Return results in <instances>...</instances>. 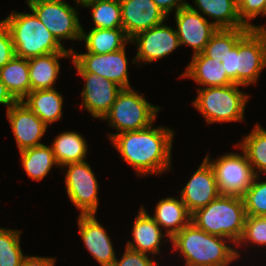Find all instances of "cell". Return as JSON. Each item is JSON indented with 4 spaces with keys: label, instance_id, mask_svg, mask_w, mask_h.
Here are the masks:
<instances>
[{
    "label": "cell",
    "instance_id": "cell-11",
    "mask_svg": "<svg viewBox=\"0 0 266 266\" xmlns=\"http://www.w3.org/2000/svg\"><path fill=\"white\" fill-rule=\"evenodd\" d=\"M126 46L107 54L75 53L72 49V60L87 73H95L111 80L122 88H131L128 76V59Z\"/></svg>",
    "mask_w": 266,
    "mask_h": 266
},
{
    "label": "cell",
    "instance_id": "cell-4",
    "mask_svg": "<svg viewBox=\"0 0 266 266\" xmlns=\"http://www.w3.org/2000/svg\"><path fill=\"white\" fill-rule=\"evenodd\" d=\"M245 218L243 197L220 195L192 213L191 222L211 235L230 239L236 245L242 236Z\"/></svg>",
    "mask_w": 266,
    "mask_h": 266
},
{
    "label": "cell",
    "instance_id": "cell-30",
    "mask_svg": "<svg viewBox=\"0 0 266 266\" xmlns=\"http://www.w3.org/2000/svg\"><path fill=\"white\" fill-rule=\"evenodd\" d=\"M81 7L92 10L91 17L94 23L92 28H122V13L119 0H91Z\"/></svg>",
    "mask_w": 266,
    "mask_h": 266
},
{
    "label": "cell",
    "instance_id": "cell-34",
    "mask_svg": "<svg viewBox=\"0 0 266 266\" xmlns=\"http://www.w3.org/2000/svg\"><path fill=\"white\" fill-rule=\"evenodd\" d=\"M246 244L266 246V216L246 215L242 236L235 247Z\"/></svg>",
    "mask_w": 266,
    "mask_h": 266
},
{
    "label": "cell",
    "instance_id": "cell-21",
    "mask_svg": "<svg viewBox=\"0 0 266 266\" xmlns=\"http://www.w3.org/2000/svg\"><path fill=\"white\" fill-rule=\"evenodd\" d=\"M60 58H72V52H55L28 59L31 91L55 88Z\"/></svg>",
    "mask_w": 266,
    "mask_h": 266
},
{
    "label": "cell",
    "instance_id": "cell-12",
    "mask_svg": "<svg viewBox=\"0 0 266 266\" xmlns=\"http://www.w3.org/2000/svg\"><path fill=\"white\" fill-rule=\"evenodd\" d=\"M131 43L137 45V53L132 60V63L137 62V65H141V61L144 64L153 63L155 60L170 55L176 48L180 47L176 29L164 24V22L138 33L130 39Z\"/></svg>",
    "mask_w": 266,
    "mask_h": 266
},
{
    "label": "cell",
    "instance_id": "cell-10",
    "mask_svg": "<svg viewBox=\"0 0 266 266\" xmlns=\"http://www.w3.org/2000/svg\"><path fill=\"white\" fill-rule=\"evenodd\" d=\"M66 172L65 185L69 200L80 210V215L96 214L98 209L99 183L86 162L70 163L62 167Z\"/></svg>",
    "mask_w": 266,
    "mask_h": 266
},
{
    "label": "cell",
    "instance_id": "cell-40",
    "mask_svg": "<svg viewBox=\"0 0 266 266\" xmlns=\"http://www.w3.org/2000/svg\"><path fill=\"white\" fill-rule=\"evenodd\" d=\"M56 259L53 257L25 256L21 266H54Z\"/></svg>",
    "mask_w": 266,
    "mask_h": 266
},
{
    "label": "cell",
    "instance_id": "cell-9",
    "mask_svg": "<svg viewBox=\"0 0 266 266\" xmlns=\"http://www.w3.org/2000/svg\"><path fill=\"white\" fill-rule=\"evenodd\" d=\"M266 67V29H250L236 44L237 84H256Z\"/></svg>",
    "mask_w": 266,
    "mask_h": 266
},
{
    "label": "cell",
    "instance_id": "cell-24",
    "mask_svg": "<svg viewBox=\"0 0 266 266\" xmlns=\"http://www.w3.org/2000/svg\"><path fill=\"white\" fill-rule=\"evenodd\" d=\"M63 101L56 88L30 91L22 100L47 126L62 118Z\"/></svg>",
    "mask_w": 266,
    "mask_h": 266
},
{
    "label": "cell",
    "instance_id": "cell-2",
    "mask_svg": "<svg viewBox=\"0 0 266 266\" xmlns=\"http://www.w3.org/2000/svg\"><path fill=\"white\" fill-rule=\"evenodd\" d=\"M170 242L172 250H178L184 257L185 266H230L241 256L230 239L211 235L192 222L176 233Z\"/></svg>",
    "mask_w": 266,
    "mask_h": 266
},
{
    "label": "cell",
    "instance_id": "cell-38",
    "mask_svg": "<svg viewBox=\"0 0 266 266\" xmlns=\"http://www.w3.org/2000/svg\"><path fill=\"white\" fill-rule=\"evenodd\" d=\"M227 73L228 78L237 84V69H236V46L226 54L223 59H220Z\"/></svg>",
    "mask_w": 266,
    "mask_h": 266
},
{
    "label": "cell",
    "instance_id": "cell-39",
    "mask_svg": "<svg viewBox=\"0 0 266 266\" xmlns=\"http://www.w3.org/2000/svg\"><path fill=\"white\" fill-rule=\"evenodd\" d=\"M154 3L163 11V13L168 17V15L175 9V13L182 8L188 6L187 0H153Z\"/></svg>",
    "mask_w": 266,
    "mask_h": 266
},
{
    "label": "cell",
    "instance_id": "cell-25",
    "mask_svg": "<svg viewBox=\"0 0 266 266\" xmlns=\"http://www.w3.org/2000/svg\"><path fill=\"white\" fill-rule=\"evenodd\" d=\"M80 41H85L86 53L107 54L124 48L130 39L122 28H92L85 33L82 27Z\"/></svg>",
    "mask_w": 266,
    "mask_h": 266
},
{
    "label": "cell",
    "instance_id": "cell-27",
    "mask_svg": "<svg viewBox=\"0 0 266 266\" xmlns=\"http://www.w3.org/2000/svg\"><path fill=\"white\" fill-rule=\"evenodd\" d=\"M0 78L12 97L22 101L31 91L28 59L14 56L0 68Z\"/></svg>",
    "mask_w": 266,
    "mask_h": 266
},
{
    "label": "cell",
    "instance_id": "cell-13",
    "mask_svg": "<svg viewBox=\"0 0 266 266\" xmlns=\"http://www.w3.org/2000/svg\"><path fill=\"white\" fill-rule=\"evenodd\" d=\"M84 81V89L81 92L83 107L92 117L102 120L110 111L118 93L122 90L118 84L111 80L96 75L95 73L84 72L73 60L71 61Z\"/></svg>",
    "mask_w": 266,
    "mask_h": 266
},
{
    "label": "cell",
    "instance_id": "cell-36",
    "mask_svg": "<svg viewBox=\"0 0 266 266\" xmlns=\"http://www.w3.org/2000/svg\"><path fill=\"white\" fill-rule=\"evenodd\" d=\"M153 258L125 247L123 256L119 260L116 258L112 266H160Z\"/></svg>",
    "mask_w": 266,
    "mask_h": 266
},
{
    "label": "cell",
    "instance_id": "cell-22",
    "mask_svg": "<svg viewBox=\"0 0 266 266\" xmlns=\"http://www.w3.org/2000/svg\"><path fill=\"white\" fill-rule=\"evenodd\" d=\"M191 216L192 214L180 198L167 197L159 200L151 217L161 229L166 230V234L171 239L191 222Z\"/></svg>",
    "mask_w": 266,
    "mask_h": 266
},
{
    "label": "cell",
    "instance_id": "cell-17",
    "mask_svg": "<svg viewBox=\"0 0 266 266\" xmlns=\"http://www.w3.org/2000/svg\"><path fill=\"white\" fill-rule=\"evenodd\" d=\"M122 29L129 39L140 32L166 23L168 18L153 0H119Z\"/></svg>",
    "mask_w": 266,
    "mask_h": 266
},
{
    "label": "cell",
    "instance_id": "cell-8",
    "mask_svg": "<svg viewBox=\"0 0 266 266\" xmlns=\"http://www.w3.org/2000/svg\"><path fill=\"white\" fill-rule=\"evenodd\" d=\"M240 151L242 154L226 153L215 160L209 153L204 157L214 170L221 195L243 197L256 177L245 152Z\"/></svg>",
    "mask_w": 266,
    "mask_h": 266
},
{
    "label": "cell",
    "instance_id": "cell-35",
    "mask_svg": "<svg viewBox=\"0 0 266 266\" xmlns=\"http://www.w3.org/2000/svg\"><path fill=\"white\" fill-rule=\"evenodd\" d=\"M238 13L241 22L250 29H266L265 25H253L252 20L259 16H266V0H237Z\"/></svg>",
    "mask_w": 266,
    "mask_h": 266
},
{
    "label": "cell",
    "instance_id": "cell-32",
    "mask_svg": "<svg viewBox=\"0 0 266 266\" xmlns=\"http://www.w3.org/2000/svg\"><path fill=\"white\" fill-rule=\"evenodd\" d=\"M21 231L0 227V266H21L26 255L20 246Z\"/></svg>",
    "mask_w": 266,
    "mask_h": 266
},
{
    "label": "cell",
    "instance_id": "cell-3",
    "mask_svg": "<svg viewBox=\"0 0 266 266\" xmlns=\"http://www.w3.org/2000/svg\"><path fill=\"white\" fill-rule=\"evenodd\" d=\"M3 20L9 28L17 57L29 59L55 52H72L73 47L65 49L32 10L31 13L12 11Z\"/></svg>",
    "mask_w": 266,
    "mask_h": 266
},
{
    "label": "cell",
    "instance_id": "cell-7",
    "mask_svg": "<svg viewBox=\"0 0 266 266\" xmlns=\"http://www.w3.org/2000/svg\"><path fill=\"white\" fill-rule=\"evenodd\" d=\"M26 3L60 43L65 39L81 40L82 24L77 7L63 0H27Z\"/></svg>",
    "mask_w": 266,
    "mask_h": 266
},
{
    "label": "cell",
    "instance_id": "cell-42",
    "mask_svg": "<svg viewBox=\"0 0 266 266\" xmlns=\"http://www.w3.org/2000/svg\"><path fill=\"white\" fill-rule=\"evenodd\" d=\"M91 1V0H74V2H76V5L82 6L83 4H85L86 2Z\"/></svg>",
    "mask_w": 266,
    "mask_h": 266
},
{
    "label": "cell",
    "instance_id": "cell-5",
    "mask_svg": "<svg viewBox=\"0 0 266 266\" xmlns=\"http://www.w3.org/2000/svg\"><path fill=\"white\" fill-rule=\"evenodd\" d=\"M241 86L231 84L198 88L192 105L202 114L207 124L243 121L250 95L242 92Z\"/></svg>",
    "mask_w": 266,
    "mask_h": 266
},
{
    "label": "cell",
    "instance_id": "cell-41",
    "mask_svg": "<svg viewBox=\"0 0 266 266\" xmlns=\"http://www.w3.org/2000/svg\"><path fill=\"white\" fill-rule=\"evenodd\" d=\"M17 101L12 97V95L7 90L6 86L0 78V104L7 106V109L14 105Z\"/></svg>",
    "mask_w": 266,
    "mask_h": 266
},
{
    "label": "cell",
    "instance_id": "cell-19",
    "mask_svg": "<svg viewBox=\"0 0 266 266\" xmlns=\"http://www.w3.org/2000/svg\"><path fill=\"white\" fill-rule=\"evenodd\" d=\"M132 228L133 241H128L126 247L137 252H141L153 257L160 253V247L166 243L162 240L166 236L169 241L170 238L166 233L162 232L159 224L148 214L145 207L140 206L139 213L134 220ZM162 241V242H161Z\"/></svg>",
    "mask_w": 266,
    "mask_h": 266
},
{
    "label": "cell",
    "instance_id": "cell-20",
    "mask_svg": "<svg viewBox=\"0 0 266 266\" xmlns=\"http://www.w3.org/2000/svg\"><path fill=\"white\" fill-rule=\"evenodd\" d=\"M190 78L201 88L220 87L234 84L227 76L221 60L211 59L203 53L192 55L191 62L181 74V78Z\"/></svg>",
    "mask_w": 266,
    "mask_h": 266
},
{
    "label": "cell",
    "instance_id": "cell-15",
    "mask_svg": "<svg viewBox=\"0 0 266 266\" xmlns=\"http://www.w3.org/2000/svg\"><path fill=\"white\" fill-rule=\"evenodd\" d=\"M179 194L191 214L221 195L214 170L205 158Z\"/></svg>",
    "mask_w": 266,
    "mask_h": 266
},
{
    "label": "cell",
    "instance_id": "cell-14",
    "mask_svg": "<svg viewBox=\"0 0 266 266\" xmlns=\"http://www.w3.org/2000/svg\"><path fill=\"white\" fill-rule=\"evenodd\" d=\"M174 17L180 46L192 47V55L202 53L212 35L218 30L212 22L188 6L177 11Z\"/></svg>",
    "mask_w": 266,
    "mask_h": 266
},
{
    "label": "cell",
    "instance_id": "cell-29",
    "mask_svg": "<svg viewBox=\"0 0 266 266\" xmlns=\"http://www.w3.org/2000/svg\"><path fill=\"white\" fill-rule=\"evenodd\" d=\"M243 138L234 147L245 152L256 175H266V129L257 123Z\"/></svg>",
    "mask_w": 266,
    "mask_h": 266
},
{
    "label": "cell",
    "instance_id": "cell-18",
    "mask_svg": "<svg viewBox=\"0 0 266 266\" xmlns=\"http://www.w3.org/2000/svg\"><path fill=\"white\" fill-rule=\"evenodd\" d=\"M77 225L82 241L88 252L100 266H112L116 259L110 236L99 223L96 214L78 215Z\"/></svg>",
    "mask_w": 266,
    "mask_h": 266
},
{
    "label": "cell",
    "instance_id": "cell-28",
    "mask_svg": "<svg viewBox=\"0 0 266 266\" xmlns=\"http://www.w3.org/2000/svg\"><path fill=\"white\" fill-rule=\"evenodd\" d=\"M20 156L27 176L35 181L43 180L53 166L59 167L52 147L45 144L20 151Z\"/></svg>",
    "mask_w": 266,
    "mask_h": 266
},
{
    "label": "cell",
    "instance_id": "cell-26",
    "mask_svg": "<svg viewBox=\"0 0 266 266\" xmlns=\"http://www.w3.org/2000/svg\"><path fill=\"white\" fill-rule=\"evenodd\" d=\"M51 147L60 168L70 163L84 162L88 155L86 139L76 131L58 134Z\"/></svg>",
    "mask_w": 266,
    "mask_h": 266
},
{
    "label": "cell",
    "instance_id": "cell-16",
    "mask_svg": "<svg viewBox=\"0 0 266 266\" xmlns=\"http://www.w3.org/2000/svg\"><path fill=\"white\" fill-rule=\"evenodd\" d=\"M6 112L19 152L43 144L40 140L48 126L22 101L10 106Z\"/></svg>",
    "mask_w": 266,
    "mask_h": 266
},
{
    "label": "cell",
    "instance_id": "cell-31",
    "mask_svg": "<svg viewBox=\"0 0 266 266\" xmlns=\"http://www.w3.org/2000/svg\"><path fill=\"white\" fill-rule=\"evenodd\" d=\"M250 28H219L206 44L203 54L211 59H223Z\"/></svg>",
    "mask_w": 266,
    "mask_h": 266
},
{
    "label": "cell",
    "instance_id": "cell-23",
    "mask_svg": "<svg viewBox=\"0 0 266 266\" xmlns=\"http://www.w3.org/2000/svg\"><path fill=\"white\" fill-rule=\"evenodd\" d=\"M196 7H188L200 14L210 17L211 21L219 28H249L240 20L237 0H194Z\"/></svg>",
    "mask_w": 266,
    "mask_h": 266
},
{
    "label": "cell",
    "instance_id": "cell-6",
    "mask_svg": "<svg viewBox=\"0 0 266 266\" xmlns=\"http://www.w3.org/2000/svg\"><path fill=\"white\" fill-rule=\"evenodd\" d=\"M160 109L149 103L144 94L137 92L133 87L122 88L110 111L102 119L117 130L116 133H108V139L111 140L122 132L136 131L150 126L155 122Z\"/></svg>",
    "mask_w": 266,
    "mask_h": 266
},
{
    "label": "cell",
    "instance_id": "cell-33",
    "mask_svg": "<svg viewBox=\"0 0 266 266\" xmlns=\"http://www.w3.org/2000/svg\"><path fill=\"white\" fill-rule=\"evenodd\" d=\"M256 175L253 183L243 195L245 213L250 216H266V180L259 181Z\"/></svg>",
    "mask_w": 266,
    "mask_h": 266
},
{
    "label": "cell",
    "instance_id": "cell-37",
    "mask_svg": "<svg viewBox=\"0 0 266 266\" xmlns=\"http://www.w3.org/2000/svg\"><path fill=\"white\" fill-rule=\"evenodd\" d=\"M15 56L14 45L8 26L0 20V68Z\"/></svg>",
    "mask_w": 266,
    "mask_h": 266
},
{
    "label": "cell",
    "instance_id": "cell-1",
    "mask_svg": "<svg viewBox=\"0 0 266 266\" xmlns=\"http://www.w3.org/2000/svg\"><path fill=\"white\" fill-rule=\"evenodd\" d=\"M174 134L171 128L151 124L144 129L116 134L110 142L137 176L146 177L171 170Z\"/></svg>",
    "mask_w": 266,
    "mask_h": 266
}]
</instances>
